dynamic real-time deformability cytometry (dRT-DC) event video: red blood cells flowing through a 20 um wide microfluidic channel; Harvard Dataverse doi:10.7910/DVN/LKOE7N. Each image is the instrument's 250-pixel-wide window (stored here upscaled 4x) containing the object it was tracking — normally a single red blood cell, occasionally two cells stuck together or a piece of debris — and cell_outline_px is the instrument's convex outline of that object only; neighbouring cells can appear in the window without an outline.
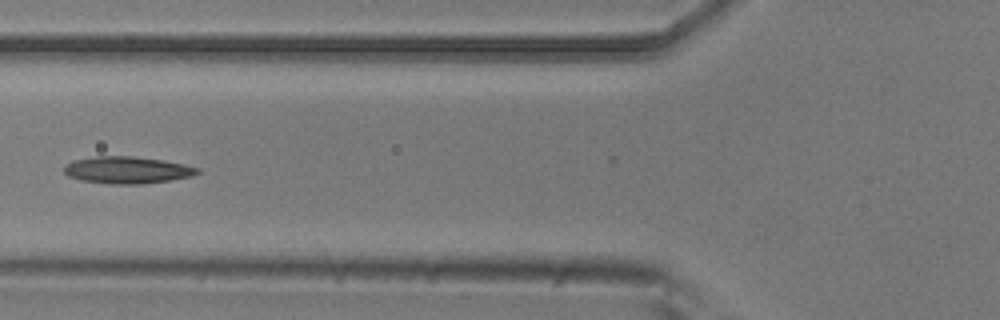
{"species": "common noctule bat (a hibernating species)", "species_latin": "Nyctalus noctula", "temperature_condition": "room temperature", "stored_images_in_passage": 6, "camera_frame_rate_fps": 3000, "um_per_image_px": 0.085, "animal": {"sex": "male", "body_mass_g": 20.5, "forearm_length_mm": 52.5}, "frame": {"image": 1, "passage_image": 6, "time_ms": 1.667, "image_size_px": [1000, 320], "cell_outline_px": [[200, 172], [192, 176], [172, 180], [140, 184], [112, 184], [80, 180], [68, 176], [64, 172], [64, 164], [72, 160], [96, 156], [132, 156], [164, 160], [184, 164], [200, 168]], "centroid_in_image_um": [10.81, 14.45], "position_along_channel_um": 115.0, "area_um2": 21.15}}